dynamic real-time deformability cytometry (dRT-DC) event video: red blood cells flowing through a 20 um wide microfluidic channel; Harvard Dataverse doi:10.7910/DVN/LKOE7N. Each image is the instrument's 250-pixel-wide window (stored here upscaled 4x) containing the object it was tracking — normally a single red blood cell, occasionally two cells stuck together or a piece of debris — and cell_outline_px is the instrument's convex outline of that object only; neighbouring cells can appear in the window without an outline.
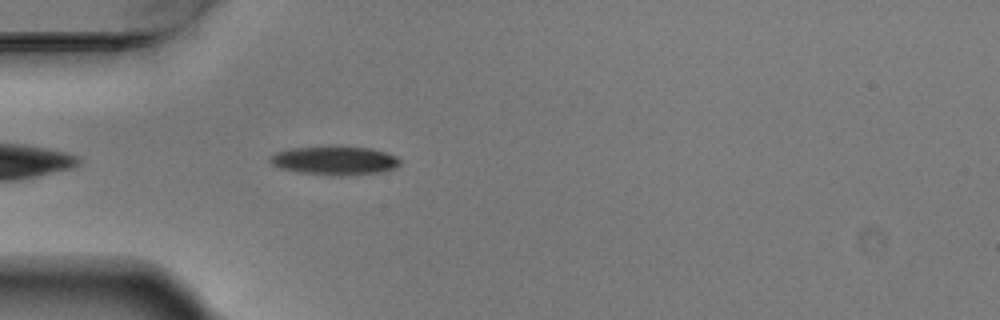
{"species": "Egyptian fruit bat (a non-hibernating species)", "species_latin": "Rousettus aegyptiacus", "temperature_condition": "warm", "stored_images_in_passage": 4, "camera_frame_rate_fps": 3000, "um_per_image_px": 0.085, "animal": {"sex": "male"}, "frame": {"image": 1, "passage_image": 4, "time_ms": 1.0, "image_size_px": [1000, 320], "cell_outline_px": [[400, 164], [396, 168], [380, 172], [340, 176], [336, 176], [300, 172], [280, 168], [272, 164], [268, 160], [268, 156], [276, 152], [292, 148], [372, 148], [396, 156], [400, 160]], "centroid_in_image_um": [28.44, 13.67], "position_along_channel_um": 56.6, "area_um2": 21.21}}